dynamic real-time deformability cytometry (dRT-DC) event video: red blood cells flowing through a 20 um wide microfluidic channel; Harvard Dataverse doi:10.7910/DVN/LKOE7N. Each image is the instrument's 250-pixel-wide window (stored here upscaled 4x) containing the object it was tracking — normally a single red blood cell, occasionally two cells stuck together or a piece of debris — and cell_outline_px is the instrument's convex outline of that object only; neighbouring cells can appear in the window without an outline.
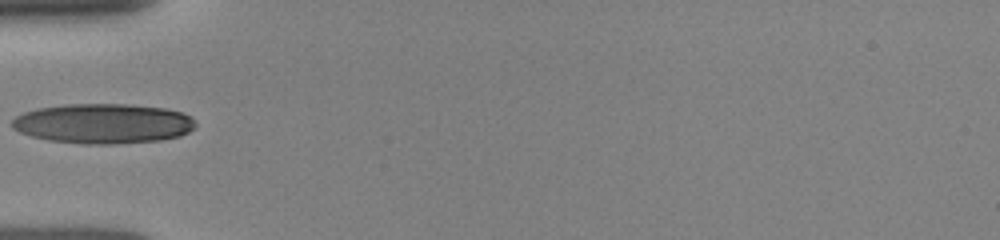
{"species": "human", "species_latin": "Homo sapiens", "temperature_condition": "room temperature", "stored_images_in_passage": 11, "camera_frame_rate_fps": 3000, "um_per_image_px": 0.085, "donor": {"sex": "female"}, "frame": {"image": 1, "passage_image": 8, "time_ms": 5.0, "image_size_px": [1000, 240], "cell_outline_px": [[196, 128], [180, 136], [160, 140], [112, 144], [84, 144], [48, 140], [32, 136], [20, 132], [12, 128], [12, 120], [16, 116], [24, 112], [40, 108], [68, 104], [124, 104], [164, 108], [180, 112], [188, 116], [196, 124]], "centroid_in_image_um": [8.76, 10.51], "position_along_channel_um": 76.2, "area_um2": 42.48}}
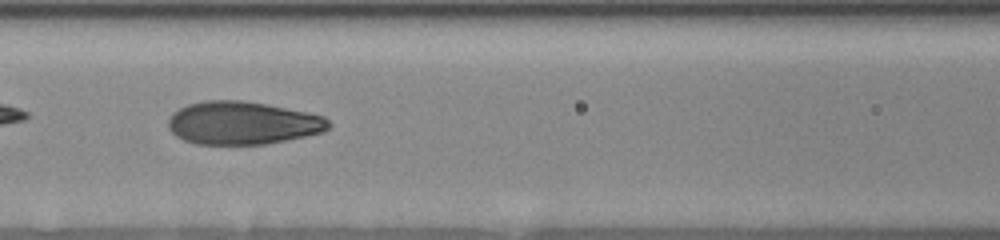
{"frame": {"image": 2, "passage_image": 10, "time_ms": 6.667, "image_size_px": [1000, 240], "cell_outline_px": [[332, 124], [324, 132], [264, 144], [196, 144], [184, 140], [176, 136], [168, 128], [168, 120], [180, 108], [188, 104], [208, 100], [244, 100], [324, 116]], "centroid_in_image_um": [20.61, 10.46], "position_along_channel_um": 146.0, "area_um2": 39.77}}